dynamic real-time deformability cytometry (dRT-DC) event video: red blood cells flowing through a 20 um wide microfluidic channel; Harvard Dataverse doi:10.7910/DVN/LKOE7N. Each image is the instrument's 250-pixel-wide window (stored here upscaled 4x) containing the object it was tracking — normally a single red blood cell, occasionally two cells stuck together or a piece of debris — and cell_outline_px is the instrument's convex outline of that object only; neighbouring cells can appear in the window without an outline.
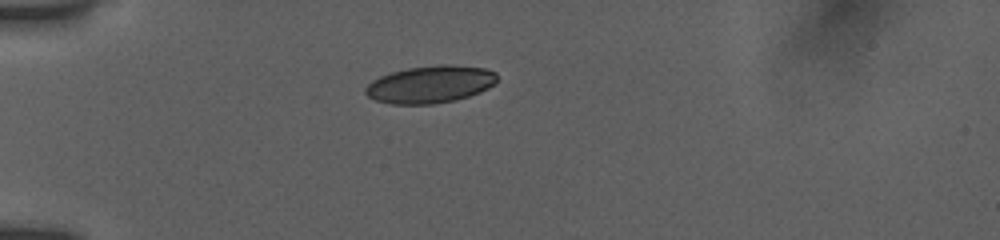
{"species": "human", "species_latin": "Homo sapiens", "temperature_condition": "room temperature", "stored_images_in_passage": 26, "camera_frame_rate_fps": 3000, "um_per_image_px": 0.085, "donor": {"sex": "female"}, "frame": {"image": 1, "passage_image": 1, "time_ms": 0.0, "image_size_px": [1000, 240], "cell_outline_px": [[496, 80], [488, 88], [480, 92], [456, 100], [432, 104], [392, 104], [376, 100], [368, 96], [364, 92], [364, 88], [372, 80], [380, 76], [392, 72], [408, 68], [440, 64], [448, 64], [484, 68], [496, 72]], "centroid_in_image_um": [36.55, 7.17], "position_along_channel_um": 48.4, "area_um2": 28.55}}
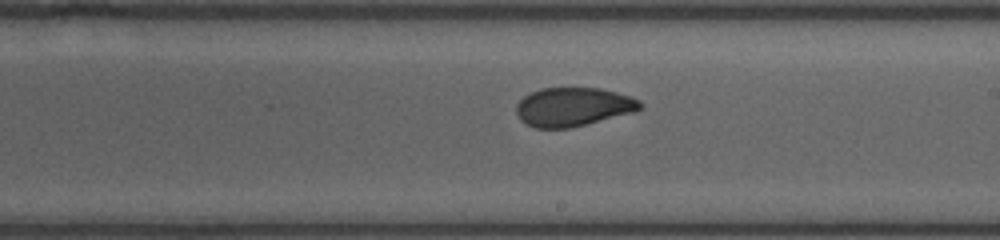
{"frame": {"image": 2, "passage_image": 15, "time_ms": 5.667, "image_size_px": [1000, 240], "cell_outline_px": [[644, 104], [640, 108], [632, 112], [568, 128], [536, 128], [524, 124], [520, 120], [516, 112], [516, 104], [524, 96], [540, 88], [600, 88], [616, 92], [640, 100]], "centroid_in_image_um": [48.67, 9.08], "position_along_channel_um": 240.3, "area_um2": 27.74}}
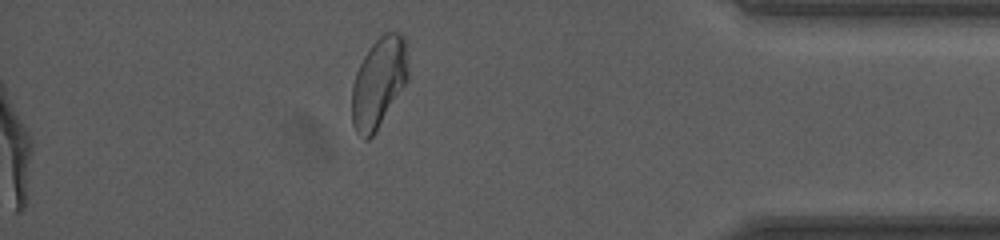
{"frame": {"image": 3, "passage_image": 26, "time_ms": 10.667, "image_size_px": [1000, 240], "cell_outline_px": [[408, 80], [372, 136], [368, 140], [364, 140], [356, 132], [352, 124], [352, 88], [356, 72], [364, 56], [372, 44], [380, 36], [388, 32], [400, 32], [404, 36], [408, 68]], "centroid_in_image_um": [32.18, 7.02], "position_along_channel_um": 403.0, "area_um2": 29.25}, "authors_computed_cell_mechanics": {"area_um2": 28.9867, "velocity_mm_per_s": 3.8742, "shape_relaxation_time_tau1_ms": null, "shape_relaxation_time_tau2_ms": 1.2512, "deformation_change_tau1": null, "deformation_change_tau2": 0.0616}}